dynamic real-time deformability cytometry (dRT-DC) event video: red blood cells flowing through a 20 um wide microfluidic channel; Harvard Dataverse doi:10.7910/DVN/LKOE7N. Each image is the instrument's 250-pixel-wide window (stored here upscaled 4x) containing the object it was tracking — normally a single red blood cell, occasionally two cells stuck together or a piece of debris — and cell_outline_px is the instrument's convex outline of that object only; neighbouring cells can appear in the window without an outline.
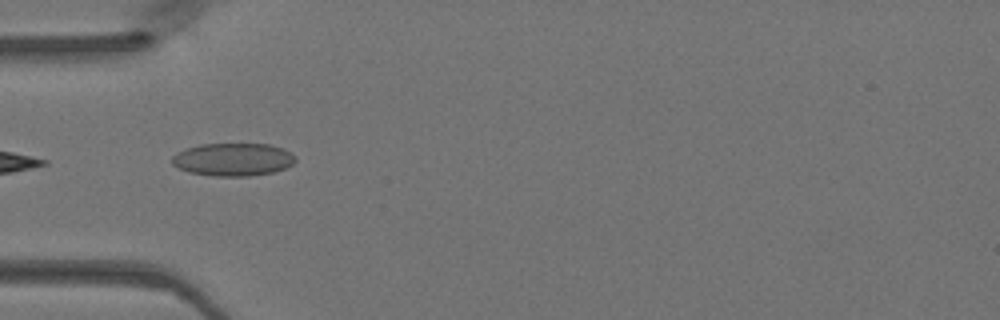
{"species": "Egyptian fruit bat (a non-hibernating species)", "species_latin": "Rousettus aegyptiacus", "temperature_condition": "warm", "stored_images_in_passage": 7, "camera_frame_rate_fps": 3000, "um_per_image_px": 0.085, "animal": {"sex": "female"}, "frame": {"image": 1, "passage_image": 1, "time_ms": 0.0, "image_size_px": [1000, 320], "cell_outline_px": [[296, 160], [292, 164], [284, 168], [272, 172], [248, 176], [212, 176], [188, 172], [172, 164], [172, 156], [176, 152], [200, 144], [268, 144], [284, 148], [296, 156]], "centroid_in_image_um": [19.81, 13.55], "position_along_channel_um": 65.2, "area_um2": 23.64}}